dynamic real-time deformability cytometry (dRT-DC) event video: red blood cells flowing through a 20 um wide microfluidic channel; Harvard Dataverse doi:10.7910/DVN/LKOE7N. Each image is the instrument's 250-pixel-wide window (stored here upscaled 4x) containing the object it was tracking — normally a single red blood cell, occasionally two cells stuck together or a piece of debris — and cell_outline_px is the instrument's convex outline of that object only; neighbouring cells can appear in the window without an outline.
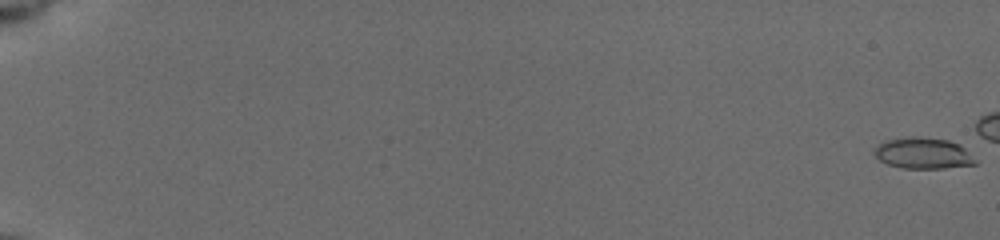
{"species": "common noctule bat (a hibernating species)", "species_latin": "Nyctalus noctula", "temperature_condition": "cold", "stored_images_in_passage": 52, "camera_frame_rate_fps": 3000, "um_per_image_px": 0.085, "animal": {"sex": "female", "body_mass_g": 19.5, "forearm_length_mm": 54.1}, "frame": {"image": 1, "passage_image": 1, "time_ms": 0.0, "image_size_px": [1000, 240], "cell_outline_px": [[980, 160], [976, 164], [944, 168], [904, 168], [888, 164], [880, 160], [872, 152], [872, 148], [888, 140], [912, 136], [916, 136], [948, 140], [960, 144]], "centroid_in_image_um": [78.52, 13.02], "position_along_channel_um": 6.5, "area_um2": 18.5}}
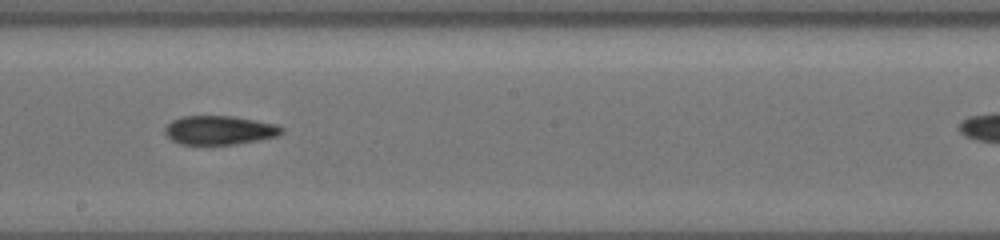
{"frame": {"image": 2, "passage_image": 36, "time_ms": 11.667, "image_size_px": [1000, 240], "cell_outline_px": [[284, 132], [276, 136], [236, 144], [180, 144], [172, 140], [164, 132], [164, 128], [172, 120], [184, 116], [232, 116], [256, 120], [276, 124], [284, 128]], "centroid_in_image_um": [18.65, 11.06], "position_along_channel_um": 229.5, "area_um2": 19.54}}
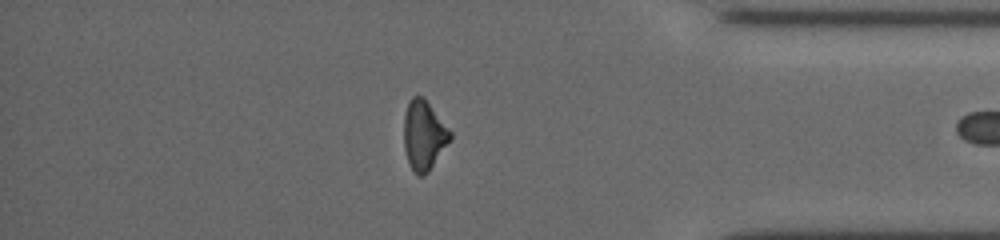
{"frame": {"image": 3, "passage_image": 51, "time_ms": 16.667, "image_size_px": [1000, 240], "cell_outline_px": [[452, 140], [428, 172], [424, 176], [416, 176], [408, 160], [404, 148], [404, 116], [408, 104], [412, 96], [424, 96], [452, 132]], "centroid_in_image_um": [36.05, 11.5], "position_along_channel_um": 399.1, "area_um2": 18.96}}